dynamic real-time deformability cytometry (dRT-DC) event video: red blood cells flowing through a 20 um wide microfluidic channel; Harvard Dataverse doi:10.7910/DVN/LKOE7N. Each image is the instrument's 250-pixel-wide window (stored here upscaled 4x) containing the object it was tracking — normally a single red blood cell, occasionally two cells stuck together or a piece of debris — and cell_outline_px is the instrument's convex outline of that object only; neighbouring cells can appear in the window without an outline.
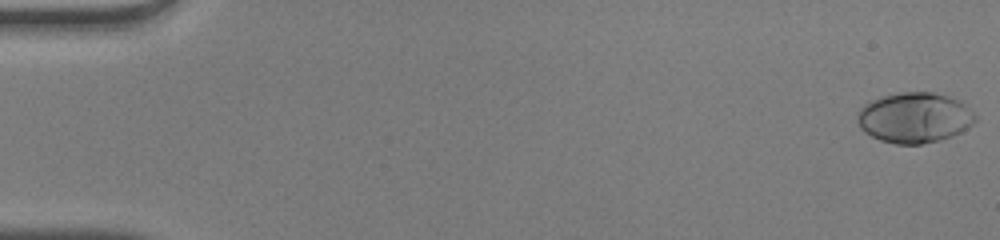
{"species": "human", "species_latin": "Homo sapiens", "temperature_condition": "warm", "stored_images_in_passage": 15, "camera_frame_rate_fps": 3000, "um_per_image_px": 0.085, "donor": {"sex": "male"}, "frame": {"image": 1, "passage_image": 1, "time_ms": 0.0, "image_size_px": [1000, 240], "cell_outline_px": [[976, 120], [972, 124], [960, 132], [952, 136], [940, 140], [920, 144], [896, 144], [880, 140], [864, 132], [860, 128], [856, 120], [856, 116], [860, 108], [864, 104], [872, 100], [884, 96], [900, 92], [932, 92], [948, 96], [960, 100], [976, 116]], "centroid_in_image_um": [77.71, 10.0], "position_along_channel_um": 7.3, "area_um2": 34.62}}